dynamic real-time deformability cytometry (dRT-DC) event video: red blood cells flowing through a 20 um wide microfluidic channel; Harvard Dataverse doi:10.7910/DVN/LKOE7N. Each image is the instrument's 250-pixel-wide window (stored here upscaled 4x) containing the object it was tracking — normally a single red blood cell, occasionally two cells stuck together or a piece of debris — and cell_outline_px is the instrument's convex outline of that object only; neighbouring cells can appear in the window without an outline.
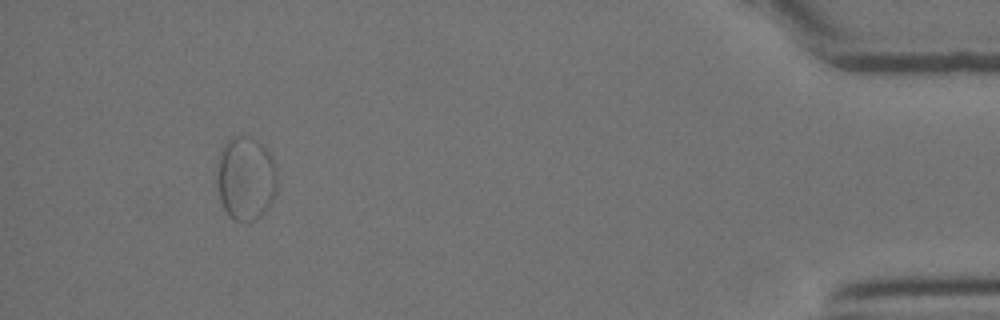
{"species": "Egyptian fruit bat (a non-hibernating species)", "species_latin": "Rousettus aegyptiacus", "temperature_condition": "room temperature", "stored_images_in_passage": 27, "segment_of_instrument_passage": [2, 2], "camera_frame_rate_fps": 3000, "um_per_image_px": 0.085, "animal": {"sex": "female"}, "frame": {"image": 1, "passage_image": 25, "time_ms": 8.0, "image_size_px": [1000, 320], "cell_outline_px": [[276, 192], [268, 208], [256, 220], [236, 220], [228, 216], [220, 200], [216, 180], [216, 168], [220, 152], [224, 144], [232, 136], [252, 136], [272, 156], [276, 164]], "centroid_in_image_um": [20.87, 15.15], "position_along_channel_um": 414.3, "area_um2": 29.65}}